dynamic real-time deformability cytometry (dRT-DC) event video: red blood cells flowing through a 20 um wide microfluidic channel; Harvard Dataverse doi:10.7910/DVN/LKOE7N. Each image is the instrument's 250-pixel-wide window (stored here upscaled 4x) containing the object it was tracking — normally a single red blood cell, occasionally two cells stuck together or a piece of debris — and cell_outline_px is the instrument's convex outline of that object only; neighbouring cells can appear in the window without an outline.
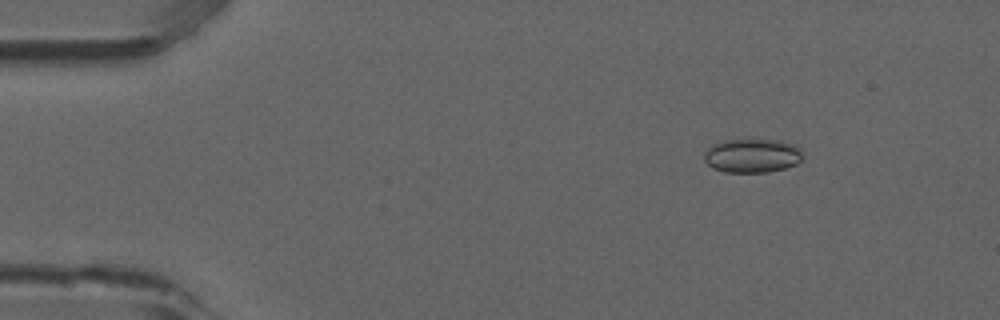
{"species": "common noctule bat (a hibernating species)", "species_latin": "Nyctalus noctula", "temperature_condition": "room temperature", "stored_images_in_passage": 4, "camera_frame_rate_fps": 3000, "um_per_image_px": 0.085, "animal": {"sex": "male", "forearm_length_mm": 52.5}, "frame": {"image": 1, "passage_image": 2, "time_ms": 0.333, "image_size_px": [1000, 320], "cell_outline_px": [[804, 152], [800, 160], [796, 164], [784, 168], [768, 172], [724, 172], [712, 168], [704, 160], [704, 152], [712, 144], [724, 140], [752, 136], [780, 140], [796, 144]], "centroid_in_image_um": [63.94, 13.17], "position_along_channel_um": 21.1, "area_um2": 20.46}}